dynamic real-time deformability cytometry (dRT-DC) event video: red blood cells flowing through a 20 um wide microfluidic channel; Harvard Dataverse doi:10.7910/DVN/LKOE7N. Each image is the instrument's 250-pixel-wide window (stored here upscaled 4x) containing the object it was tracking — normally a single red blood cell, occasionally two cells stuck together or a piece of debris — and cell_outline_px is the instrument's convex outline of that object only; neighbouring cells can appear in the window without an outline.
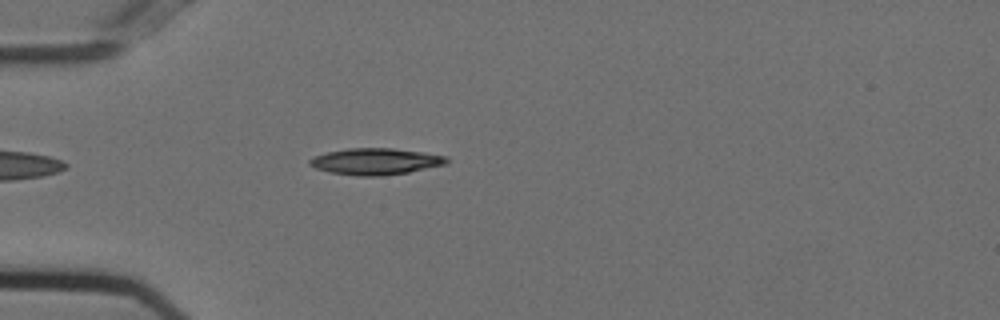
{"species": "Egyptian fruit bat (a non-hibernating species)", "species_latin": "Rousettus aegyptiacus", "temperature_condition": "cold", "stored_images_in_passage": 41, "camera_frame_rate_fps": 3000, "um_per_image_px": 0.085, "animal": {"sex": "female"}, "frame": {"image": 1, "passage_image": 2, "time_ms": 0.333, "image_size_px": [1000, 320], "cell_outline_px": [[448, 164], [408, 172], [380, 176], [356, 176], [328, 172], [316, 168], [308, 164], [308, 160], [316, 156], [328, 152], [348, 148], [392, 148], [424, 152], [448, 156]], "centroid_in_image_um": [31.95, 13.72], "position_along_channel_um": 53.1, "area_um2": 21.21}}
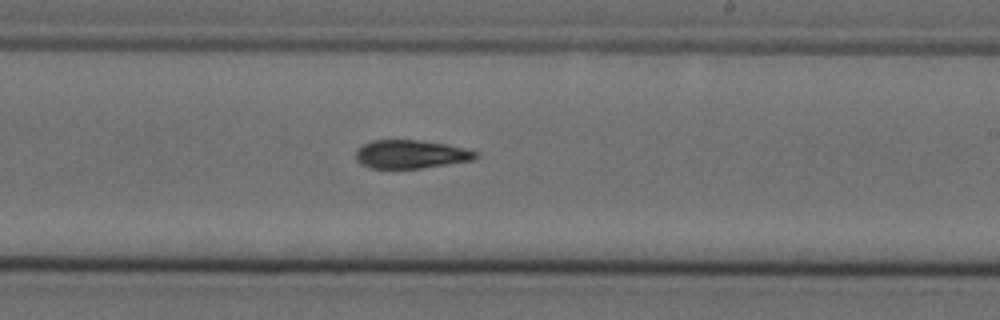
{"frame": {"image": 2, "passage_image": 19, "time_ms": 6.0, "image_size_px": [1000, 320], "cell_outline_px": [[480, 156], [472, 160], [420, 168], [368, 168], [360, 164], [356, 160], [356, 152], [364, 144], [372, 140], [416, 140], [448, 144], [480, 152]], "centroid_in_image_um": [34.94, 13.11], "position_along_channel_um": 254.1, "area_um2": 19.83}}
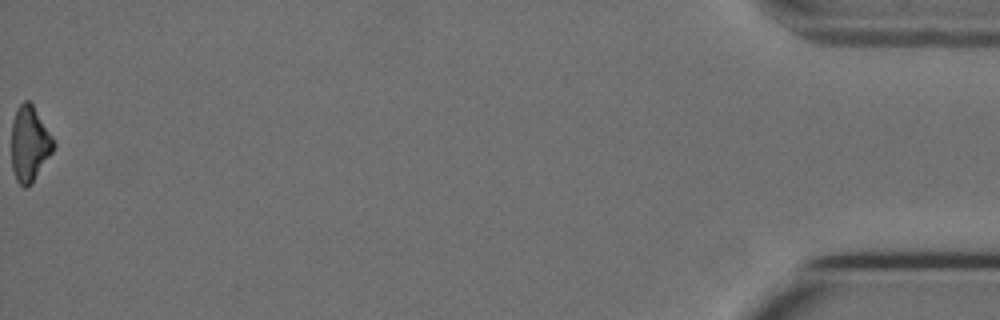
{"frame": {"image": 3, "passage_image": 41, "time_ms": 13.333, "image_size_px": [1000, 320], "cell_outline_px": [[56, 148], [32, 180], [24, 188], [16, 180], [12, 168], [12, 120], [16, 108], [24, 100], [28, 100], [32, 104], [52, 136], [56, 144]], "centroid_in_image_um": [2.51, 12.18], "position_along_channel_um": 432.7, "area_um2": 18.21}, "authors_computed_cell_mechanics": {"area_um2": 20.23, "velocity_mm_per_s": 3.7324, "shape_relaxation_time_tau1_ms": 4.5195, "shape_relaxation_time_tau2_ms": null, "deformation_change_tau1": 0.1509, "deformation_change_tau2": null}}